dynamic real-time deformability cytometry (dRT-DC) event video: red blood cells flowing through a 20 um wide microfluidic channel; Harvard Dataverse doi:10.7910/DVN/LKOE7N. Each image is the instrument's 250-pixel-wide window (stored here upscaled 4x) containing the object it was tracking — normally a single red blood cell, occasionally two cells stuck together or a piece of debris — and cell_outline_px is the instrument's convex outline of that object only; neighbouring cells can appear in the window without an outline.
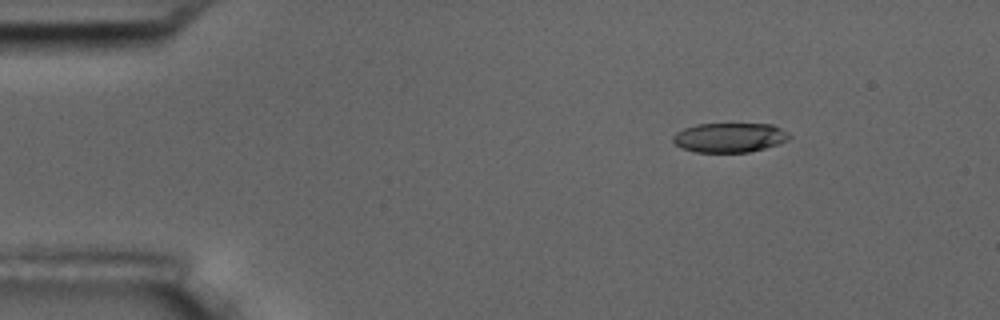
{"species": "common noctule bat (a hibernating species)", "species_latin": "Nyctalus noctula", "temperature_condition": "room temperature", "stored_images_in_passage": 4, "camera_frame_rate_fps": 3000, "um_per_image_px": 0.085, "animal": {"sex": "male", "body_mass_g": 17.5, "forearm_length_mm": 52.3}, "frame": {"image": 1, "passage_image": 2, "time_ms": 1.333, "image_size_px": [1000, 320], "cell_outline_px": [[792, 136], [788, 140], [764, 148], [748, 152], [696, 152], [684, 148], [676, 144], [672, 140], [672, 136], [676, 132], [684, 128], [696, 124], [772, 124], [788, 132]], "centroid_in_image_um": [62.01, 11.68], "position_along_channel_um": 23.0, "area_um2": 19.88}}
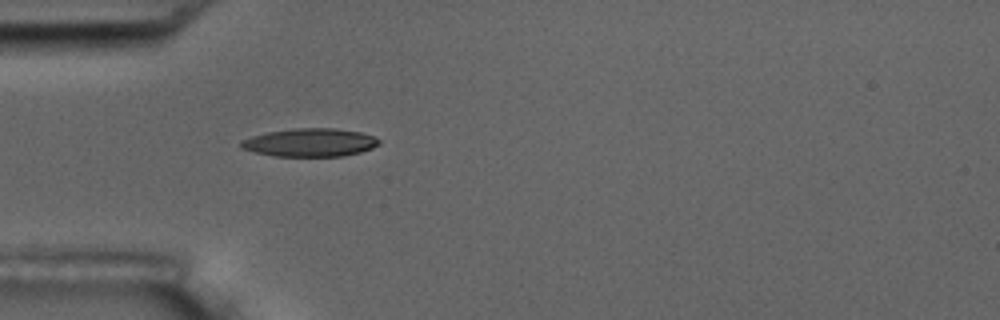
{"frame": {"image": 2, "passage_image": 4, "time_ms": 4.333, "image_size_px": [1000, 320], "cell_outline_px": [[380, 144], [372, 148], [360, 152], [344, 156], [276, 156], [256, 152], [240, 148], [240, 140], [252, 136], [268, 132], [296, 128], [336, 128], [360, 132], [372, 136], [380, 140]], "centroid_in_image_um": [26.35, 12.11], "position_along_channel_um": 58.6, "area_um2": 22.6}}